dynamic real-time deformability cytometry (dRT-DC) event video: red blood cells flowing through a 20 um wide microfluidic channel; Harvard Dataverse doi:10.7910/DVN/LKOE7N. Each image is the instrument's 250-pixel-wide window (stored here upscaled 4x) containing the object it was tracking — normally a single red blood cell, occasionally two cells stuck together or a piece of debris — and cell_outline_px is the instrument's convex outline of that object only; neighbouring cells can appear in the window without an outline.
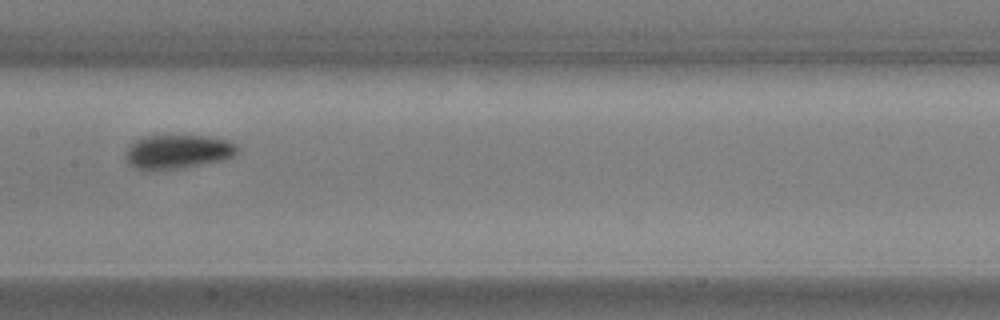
{"species": "common noctule bat (a hibernating species)", "species_latin": "Nyctalus noctula", "temperature_condition": "warm", "stored_images_in_passage": 21, "camera_frame_rate_fps": 3000, "um_per_image_px": 0.085, "animal": {"sex": "male", "body_mass_g": 17.9, "forearm_length_mm": 54.2}, "frame": {"image": 1, "passage_image": 10, "time_ms": 3.0, "image_size_px": [1000, 320], "cell_outline_px": [[236, 156], [224, 160], [180, 168], [148, 172], [132, 168], [124, 160], [124, 156], [128, 148], [136, 140], [144, 136], [208, 136], [228, 140], [236, 144]], "centroid_in_image_um": [15.06, 12.93], "position_along_channel_um": 192.3, "area_um2": 22.54}}
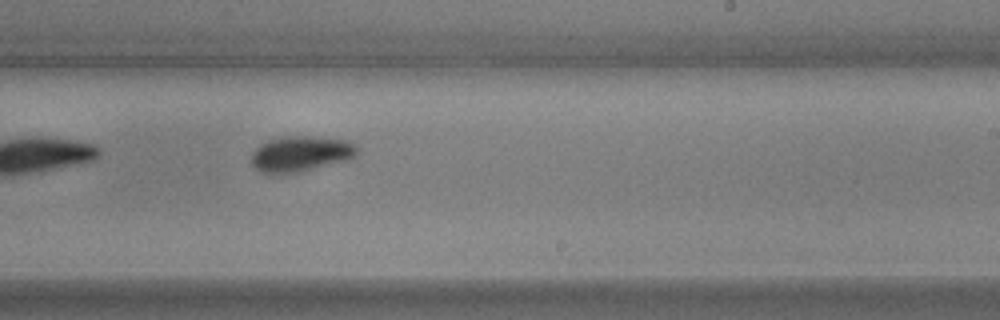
{"frame": {"image": 2, "passage_image": 16, "time_ms": 5.0, "image_size_px": [1000, 320], "cell_outline_px": [[360, 148], [356, 156], [348, 160], [300, 172], [272, 176], [260, 172], [252, 164], [252, 152], [260, 144], [268, 140], [284, 136], [316, 136], [348, 140]], "centroid_in_image_um": [25.57, 13.09], "position_along_channel_um": 263.4, "area_um2": 22.54}}